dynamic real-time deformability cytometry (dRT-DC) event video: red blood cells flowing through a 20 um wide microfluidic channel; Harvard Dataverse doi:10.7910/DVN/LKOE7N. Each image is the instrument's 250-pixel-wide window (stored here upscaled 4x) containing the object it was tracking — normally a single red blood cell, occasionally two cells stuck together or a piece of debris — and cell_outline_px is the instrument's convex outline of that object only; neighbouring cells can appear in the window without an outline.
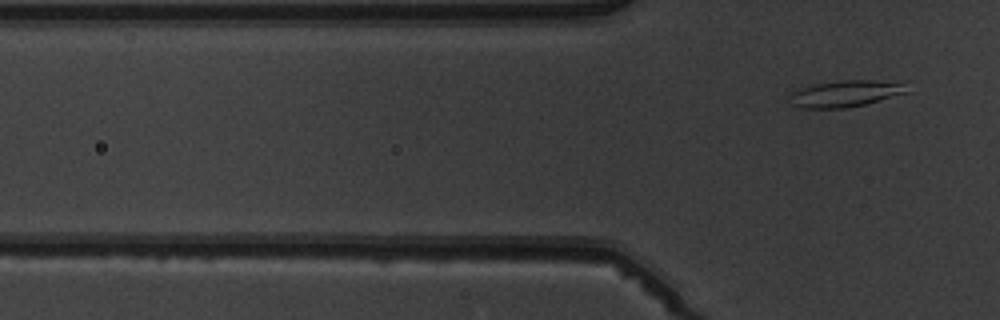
{"species": "common noctule bat (a hibernating species)", "species_latin": "Nyctalus noctula", "temperature_condition": "warm", "stored_images_in_passage": 5, "segment_of_instrument_passage": [2, 2], "camera_frame_rate_fps": 3000, "um_per_image_px": 0.085, "animal": {"sex": "male", "body_mass_g": 19.5, "forearm_length_mm": 54.6}, "frame": {"image": 1, "passage_image": 5, "time_ms": 5.667, "image_size_px": [1000, 320], "cell_outline_px": [[908, 92], [864, 104], [844, 108], [800, 108], [788, 104], [788, 96], [792, 92], [816, 84], [840, 80], [876, 80], [900, 84]], "centroid_in_image_um": [71.73, 7.98], "position_along_channel_um": 54.1, "area_um2": 17.69}}